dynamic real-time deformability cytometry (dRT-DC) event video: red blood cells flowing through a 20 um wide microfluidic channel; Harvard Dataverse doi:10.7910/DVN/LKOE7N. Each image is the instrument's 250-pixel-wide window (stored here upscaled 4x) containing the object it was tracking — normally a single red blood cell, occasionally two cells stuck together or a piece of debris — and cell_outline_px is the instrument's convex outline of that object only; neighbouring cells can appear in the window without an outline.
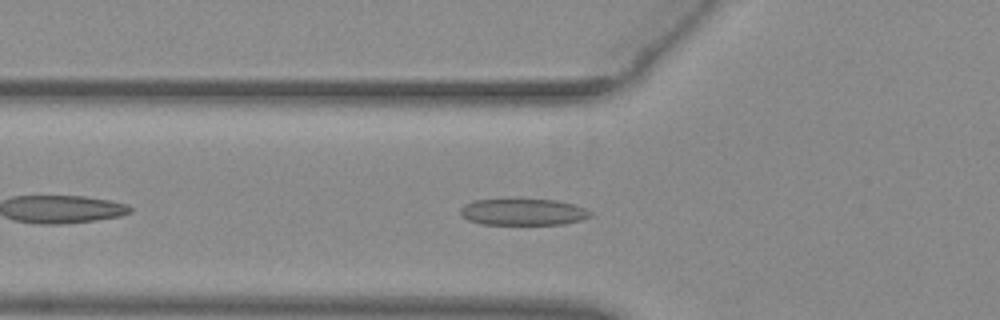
{"species": "common noctule bat (a hibernating species)", "species_latin": "Nyctalus noctula", "temperature_condition": "warm", "stored_images_in_passage": 40, "camera_frame_rate_fps": 3000, "um_per_image_px": 0.085, "animal": {"sex": "female", "body_mass_g": 29.2, "forearm_length_mm": 56.3}, "frame": {"image": 1, "passage_image": 6, "time_ms": 1.667, "image_size_px": [1000, 320], "cell_outline_px": [[592, 216], [580, 220], [564, 224], [480, 224], [468, 220], [460, 212], [460, 208], [464, 204], [476, 200], [512, 196], [556, 200], [572, 204], [584, 208], [592, 212]], "centroid_in_image_um": [44.43, 17.97], "position_along_channel_um": 81.4, "area_um2": 20.98}}
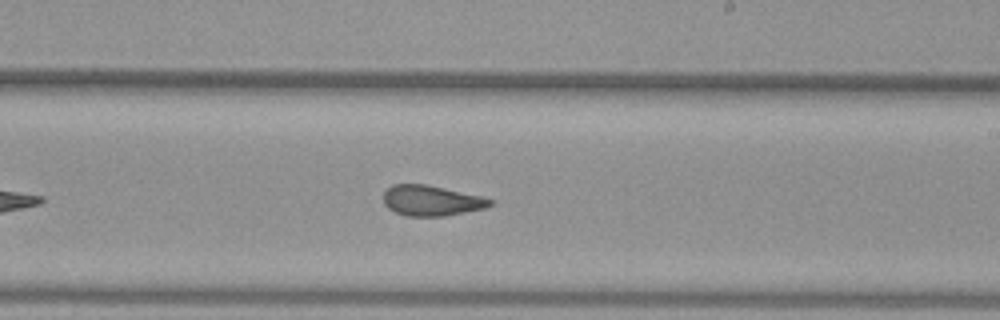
{"frame": {"image": 2, "passage_image": 19, "time_ms": 6.0, "image_size_px": [1000, 320], "cell_outline_px": [[496, 200], [492, 204], [484, 208], [444, 216], [404, 216], [388, 208], [384, 204], [384, 192], [392, 184], [424, 184], [484, 196]], "centroid_in_image_um": [36.69, 17.05], "position_along_channel_um": 252.3, "area_um2": 18.96}}
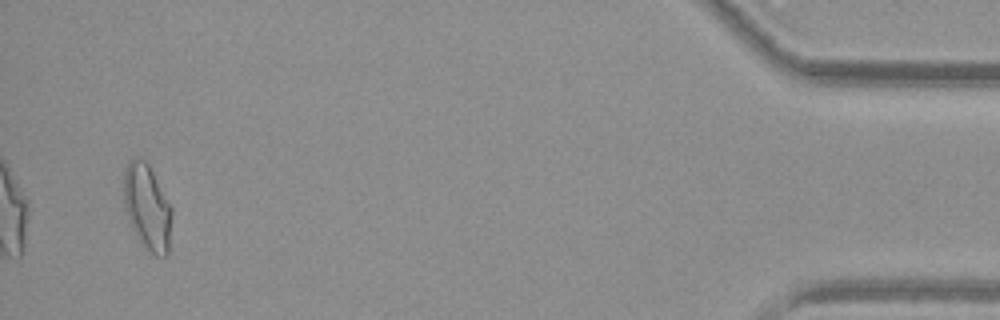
{"frame": {"image": 3, "passage_image": 38, "time_ms": 12.333, "image_size_px": [1000, 320], "cell_outline_px": [[172, 216], [168, 256], [156, 256], [144, 248], [140, 244], [128, 220], [124, 208], [124, 172], [128, 160], [144, 160], [148, 164], [172, 208]], "centroid_in_image_um": [12.51, 17.68], "position_along_channel_um": 422.7, "area_um2": 24.04}, "authors_computed_cell_mechanics": {"area_um2": 19.9699, "velocity_mm_per_s": 3.9337, "shape_relaxation_time_tau1_ms": null, "shape_relaxation_time_tau2_ms": 1.6242, "deformation_change_tau1": null, "deformation_change_tau2": 0.0786}}